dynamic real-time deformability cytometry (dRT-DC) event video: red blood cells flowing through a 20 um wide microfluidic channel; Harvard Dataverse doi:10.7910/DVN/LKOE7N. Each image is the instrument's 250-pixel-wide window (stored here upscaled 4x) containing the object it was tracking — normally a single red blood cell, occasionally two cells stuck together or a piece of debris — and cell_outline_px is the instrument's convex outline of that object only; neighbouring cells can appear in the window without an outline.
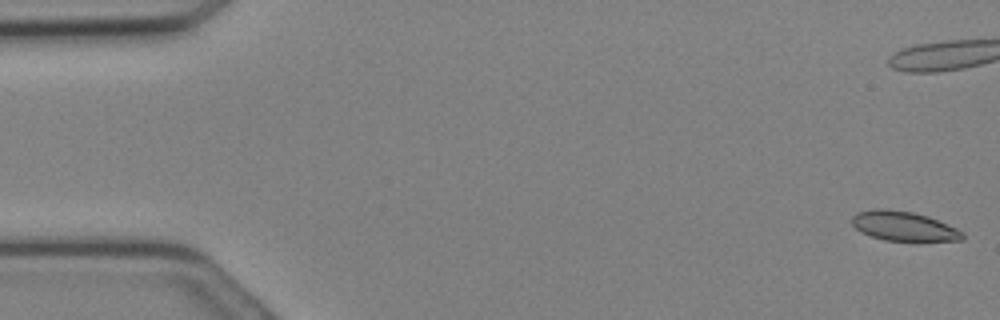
{"species": "Egyptian fruit bat (a non-hibernating species)", "species_latin": "Rousettus aegyptiacus", "temperature_condition": "cold", "stored_images_in_passage": 17, "camera_frame_rate_fps": 3000, "um_per_image_px": 0.085, "animal": {"sex": "female"}, "frame": {"image": 1, "passage_image": 1, "time_ms": 0.0, "image_size_px": [1000, 320], "cell_outline_px": [[964, 240], [884, 240], [860, 232], [852, 224], [852, 216], [856, 212], [876, 208], [888, 208], [912, 212], [928, 216], [956, 228], [964, 232]], "centroid_in_image_um": [76.78, 19.2], "position_along_channel_um": 8.2, "area_um2": 18.9}}